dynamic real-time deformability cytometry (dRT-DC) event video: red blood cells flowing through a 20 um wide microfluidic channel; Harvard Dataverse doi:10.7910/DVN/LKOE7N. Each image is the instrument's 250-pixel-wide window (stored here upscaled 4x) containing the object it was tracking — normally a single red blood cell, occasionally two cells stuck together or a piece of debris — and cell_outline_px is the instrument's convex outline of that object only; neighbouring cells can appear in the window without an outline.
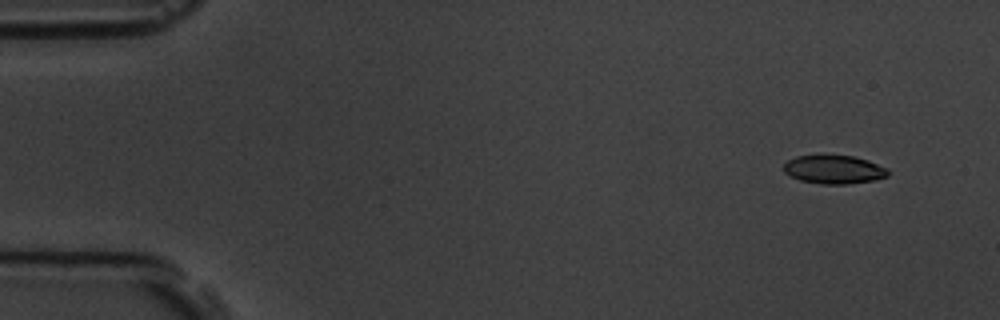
{"species": "common noctule bat (a hibernating species)", "species_latin": "Nyctalus noctula", "temperature_condition": "room temperature", "stored_images_in_passage": 4, "camera_frame_rate_fps": 3000, "um_per_image_px": 0.085, "animal": {"sex": "male", "body_mass_g": 19.5, "forearm_length_mm": 54.6}, "frame": {"image": 1, "passage_image": 1, "time_ms": 0.0, "image_size_px": [1000, 320], "cell_outline_px": [[888, 176], [876, 180], [844, 184], [820, 184], [800, 180], [784, 172], [784, 164], [788, 160], [796, 156], [856, 156], [868, 160], [888, 168]], "centroid_in_image_um": [70.92, 14.41], "position_along_channel_um": 14.1, "area_um2": 17.22}}